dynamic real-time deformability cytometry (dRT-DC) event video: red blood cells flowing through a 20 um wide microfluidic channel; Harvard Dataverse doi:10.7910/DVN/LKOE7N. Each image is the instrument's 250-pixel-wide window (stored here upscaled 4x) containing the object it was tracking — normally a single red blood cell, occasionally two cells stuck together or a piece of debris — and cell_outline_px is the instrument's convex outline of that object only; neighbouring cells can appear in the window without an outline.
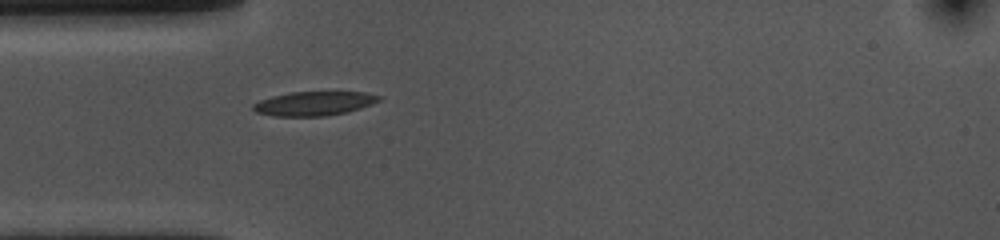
{"species": "common noctule bat (a hibernating species)", "species_latin": "Nyctalus noctula", "temperature_condition": "cold", "stored_images_in_passage": 41, "camera_frame_rate_fps": 3000, "um_per_image_px": 0.085, "animal": {"sex": "female", "body_mass_g": 10.0, "forearm_length_mm": 53.1}, "frame": {"image": 1, "passage_image": 1, "time_ms": 0.0, "image_size_px": [1000, 240], "cell_outline_px": [[384, 96], [380, 100], [372, 104], [348, 112], [324, 116], [276, 116], [256, 112], [252, 108], [252, 104], [260, 100], [272, 96], [292, 92], [364, 92]], "centroid_in_image_um": [26.72, 8.79], "position_along_channel_um": 58.3, "area_um2": 17.69}}
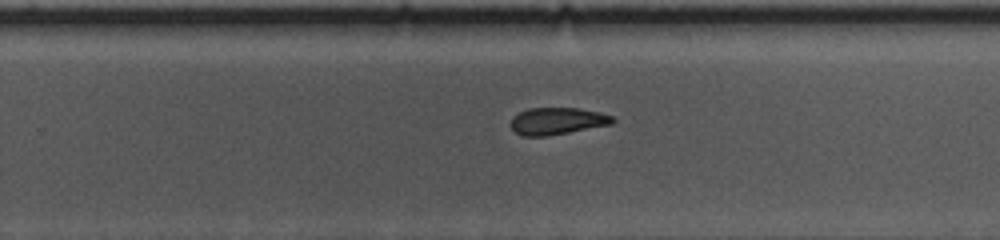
{"frame": {"image": 2, "passage_image": 20, "time_ms": 6.333, "image_size_px": [1000, 240], "cell_outline_px": [[616, 120], [612, 124], [568, 132], [544, 136], [520, 136], [508, 124], [512, 116], [528, 108], [576, 108], [600, 112], [612, 116]], "centroid_in_image_um": [47.32, 10.28], "position_along_channel_um": 282.5, "area_um2": 16.07}}
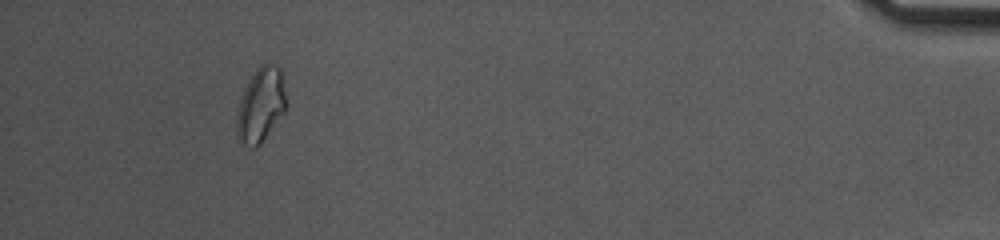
{"frame": {"image": 3, "passage_image": 37, "time_ms": 12.0, "image_size_px": [1000, 240], "cell_outline_px": [[288, 104], [284, 112], [260, 144], [256, 148], [252, 148], [244, 144], [236, 136], [236, 116], [240, 100], [244, 88], [248, 80], [256, 68], [264, 60], [276, 64], [280, 68]], "centroid_in_image_um": [22.17, 8.88], "position_along_channel_um": 413.0, "area_um2": 21.85}, "authors_computed_cell_mechanics": {"area_um2": 17.34, "velocity_mm_per_s": 3.562, "shape_relaxation_time_tau1_ms": 8.5143, "shape_relaxation_time_tau2_ms": 7.4905, "deformation_change_tau1": 0.1537, "deformation_change_tau2": 0.1312}}